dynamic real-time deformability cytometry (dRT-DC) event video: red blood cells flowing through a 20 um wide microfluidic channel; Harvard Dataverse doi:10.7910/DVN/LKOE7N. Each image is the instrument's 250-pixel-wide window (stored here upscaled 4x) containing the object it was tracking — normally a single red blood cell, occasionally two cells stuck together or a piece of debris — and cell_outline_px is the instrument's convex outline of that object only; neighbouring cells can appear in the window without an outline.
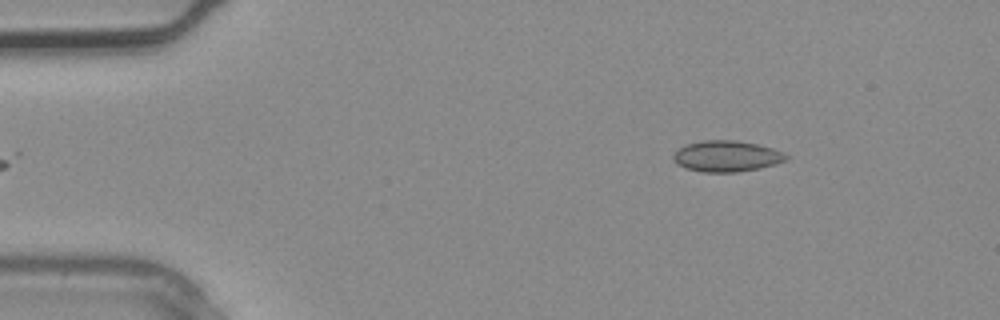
{"species": "common noctule bat (a hibernating species)", "species_latin": "Nyctalus noctula", "temperature_condition": "warm", "stored_images_in_passage": 3, "camera_frame_rate_fps": 3000, "um_per_image_px": 0.085, "animal": {"sex": "male", "body_mass_g": 20.4}, "frame": {"image": 1, "passage_image": 3, "time_ms": 0.667, "image_size_px": [1000, 320], "cell_outline_px": [[788, 160], [776, 164], [760, 168], [736, 172], [700, 172], [684, 168], [676, 164], [672, 156], [680, 148], [688, 144], [704, 140], [736, 140], [756, 144], [772, 148], [788, 156]], "centroid_in_image_um": [61.75, 13.29], "position_along_channel_um": 23.2, "area_um2": 20.35}}